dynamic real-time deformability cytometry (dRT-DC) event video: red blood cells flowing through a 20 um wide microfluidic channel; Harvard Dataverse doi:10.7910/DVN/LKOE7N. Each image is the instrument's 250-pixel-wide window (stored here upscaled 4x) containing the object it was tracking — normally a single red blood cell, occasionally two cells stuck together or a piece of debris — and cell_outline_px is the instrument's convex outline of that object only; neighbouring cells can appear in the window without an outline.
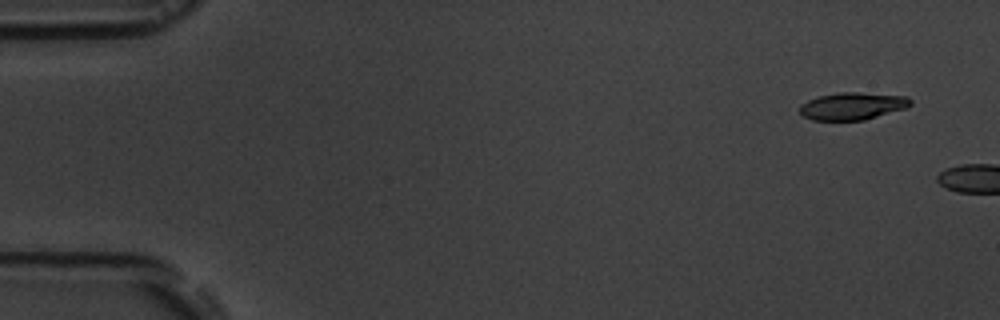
{"species": "common noctule bat (a hibernating species)", "species_latin": "Nyctalus noctula", "temperature_condition": "room temperature", "stored_images_in_passage": 2, "camera_frame_rate_fps": 3000, "um_per_image_px": 0.085, "animal": {"sex": "male", "body_mass_g": 19.5, "forearm_length_mm": 54.6}, "frame": {"image": 1, "passage_image": 1, "time_ms": 0.0, "image_size_px": [1000, 320], "cell_outline_px": [[912, 104], [904, 108], [864, 120], [812, 120], [804, 116], [800, 112], [800, 104], [808, 100], [820, 96], [840, 92], [856, 92], [908, 96], [912, 100]], "centroid_in_image_um": [72.46, 9.01], "position_along_channel_um": 12.5, "area_um2": 17.51}}